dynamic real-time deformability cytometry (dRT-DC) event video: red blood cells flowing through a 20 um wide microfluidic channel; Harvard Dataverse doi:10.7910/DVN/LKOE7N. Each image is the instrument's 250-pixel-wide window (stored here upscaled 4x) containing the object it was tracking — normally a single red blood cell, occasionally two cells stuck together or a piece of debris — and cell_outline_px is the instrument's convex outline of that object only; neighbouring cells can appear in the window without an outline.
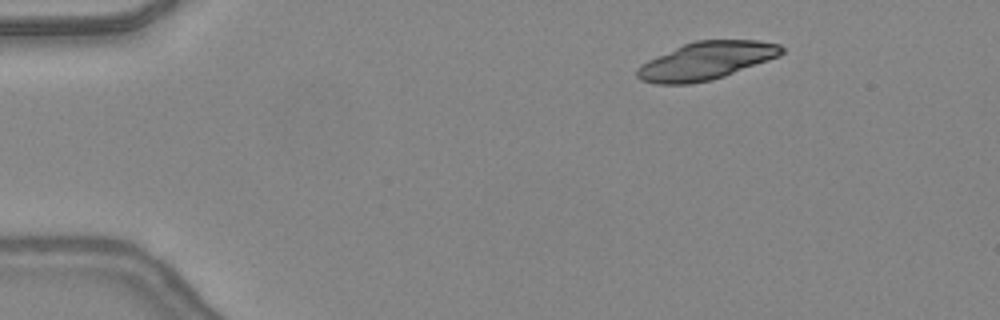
{"species": "common noctule bat (a hibernating species)", "species_latin": "Nyctalus noctula", "temperature_condition": "warm", "stored_images_in_passage": 40, "camera_frame_rate_fps": 3000, "um_per_image_px": 0.085, "animal": {"sex": "female", "body_mass_g": 24.6, "forearm_length_mm": 56.2}, "frame": {"image": 1, "passage_image": 1, "time_ms": 0.0, "image_size_px": [1000, 320], "cell_outline_px": [[784, 52], [780, 56], [724, 76], [712, 80], [688, 84], [656, 84], [640, 80], [636, 76], [636, 68], [648, 60], [684, 44], [696, 40], [756, 40], [780, 44], [784, 48]], "centroid_in_image_um": [60.03, 5.17], "position_along_channel_um": 25.0, "area_um2": 31.73}}
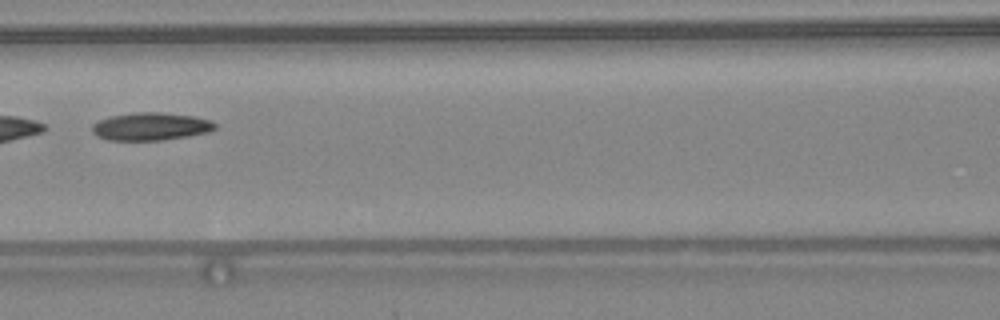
{"frame": {"image": 2, "passage_image": 16, "time_ms": 5.0, "image_size_px": [1000, 320], "cell_outline_px": [[216, 128], [208, 132], [188, 136], [164, 140], [108, 140], [96, 136], [92, 132], [92, 124], [100, 120], [112, 116], [132, 112], [160, 112], [192, 116], [212, 120], [216, 124]], "centroid_in_image_um": [12.81, 10.75], "position_along_channel_um": 153.8, "area_um2": 19.94}, "authors_computed_cell_mechanics": {"area_um2": 20.23, "velocity_mm_per_s": 4.3798, "shape_relaxation_time_tau1_ms": null, "shape_relaxation_time_tau2_ms": 4.5463, "deformation_change_tau1": null, "deformation_change_tau2": 0.088}}